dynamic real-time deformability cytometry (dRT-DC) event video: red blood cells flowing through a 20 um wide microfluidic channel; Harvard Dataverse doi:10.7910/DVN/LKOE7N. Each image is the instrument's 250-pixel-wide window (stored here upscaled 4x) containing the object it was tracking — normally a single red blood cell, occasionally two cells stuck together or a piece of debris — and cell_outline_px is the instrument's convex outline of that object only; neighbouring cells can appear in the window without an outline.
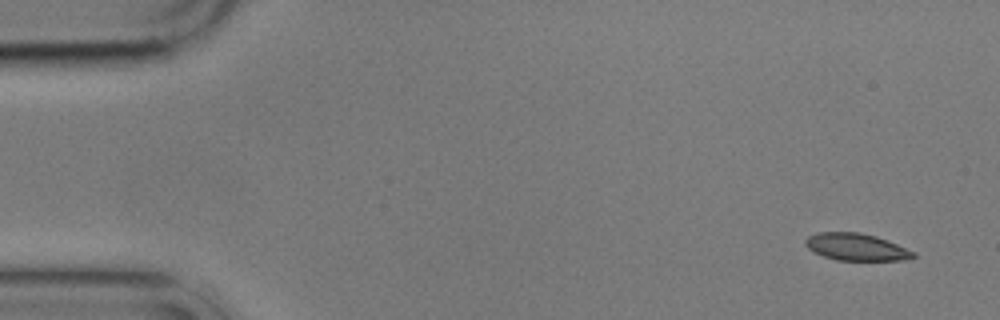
{"species": "common noctule bat (a hibernating species)", "species_latin": "Nyctalus noctula", "temperature_condition": "cold", "stored_images_in_passage": 5, "camera_frame_rate_fps": 3000, "um_per_image_px": 0.085, "animal": {"sex": "male", "body_mass_g": 17.9}, "frame": {"image": 1, "passage_image": 1, "time_ms": 0.0, "image_size_px": [1000, 320], "cell_outline_px": [[916, 256], [904, 260], [836, 260], [824, 256], [808, 248], [804, 244], [804, 240], [808, 236], [816, 232], [860, 232], [876, 236], [888, 240], [916, 252]], "centroid_in_image_um": [72.78, 20.98], "position_along_channel_um": 12.2, "area_um2": 17.11}}